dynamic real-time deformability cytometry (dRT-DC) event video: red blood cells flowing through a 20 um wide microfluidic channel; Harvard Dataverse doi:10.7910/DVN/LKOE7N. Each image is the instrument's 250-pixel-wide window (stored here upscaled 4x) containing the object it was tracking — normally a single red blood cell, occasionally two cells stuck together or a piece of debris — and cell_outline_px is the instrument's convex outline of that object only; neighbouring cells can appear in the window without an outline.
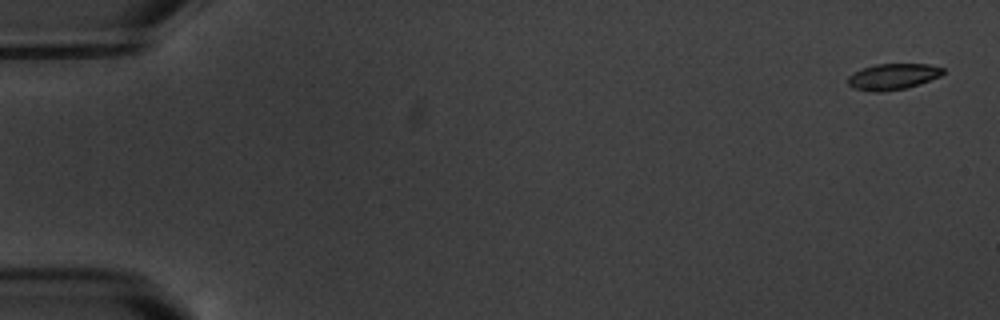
{"species": "common noctule bat (a hibernating species)", "species_latin": "Nyctalus noctula", "temperature_condition": "warm", "stored_images_in_passage": 16, "camera_frame_rate_fps": 3000, "um_per_image_px": 0.085, "animal": {"sex": "male", "body_mass_g": 20.1, "forearm_length_mm": 53.5}, "frame": {"image": 1, "passage_image": 1, "time_ms": 0.0, "image_size_px": [1000, 320], "cell_outline_px": [[944, 72], [940, 76], [920, 84], [904, 88], [884, 92], [868, 92], [852, 88], [848, 84], [848, 76], [864, 68], [876, 64], [928, 64], [944, 68]], "centroid_in_image_um": [75.88, 6.52], "position_along_channel_um": 9.1, "area_um2": 14.45}}
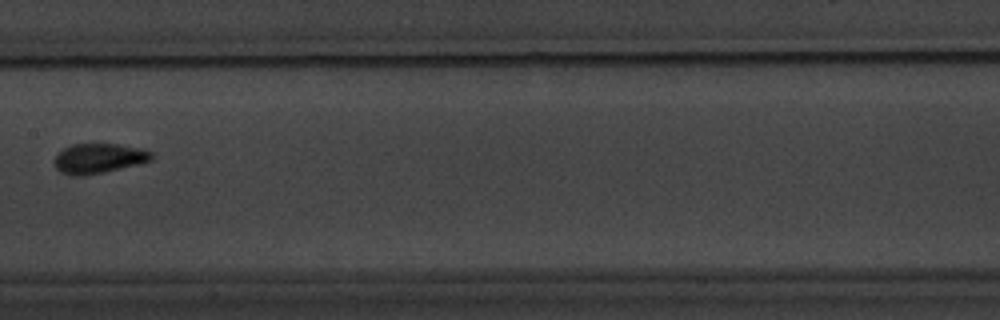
{"frame": {"image": 2, "passage_image": 9, "time_ms": 9.667, "image_size_px": [1000, 320], "cell_outline_px": [[152, 160], [140, 164], [104, 172], [84, 176], [72, 176], [60, 172], [52, 164], [52, 160], [64, 148], [72, 144], [116, 144], [144, 148], [152, 152]], "centroid_in_image_um": [8.38, 13.47], "position_along_channel_um": 199.0, "area_um2": 17.17}}
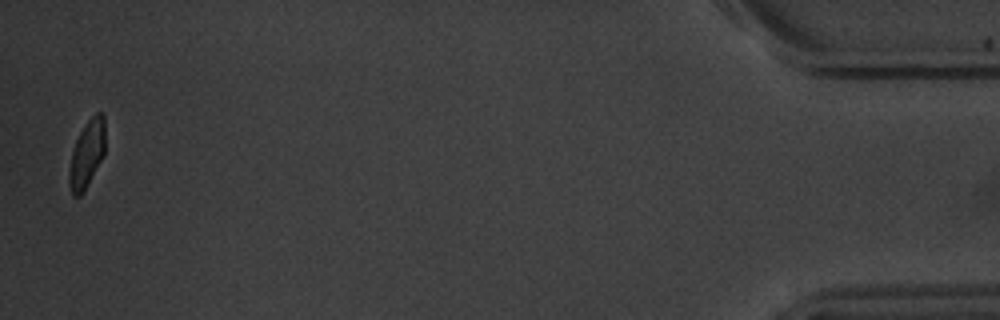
{"frame": {"image": 3, "passage_image": 16, "time_ms": 18.667, "image_size_px": [1000, 320], "cell_outline_px": [[104, 156], [84, 192], [80, 196], [72, 196], [68, 184], [68, 176], [72, 152], [76, 140], [84, 124], [96, 112], [100, 112], [104, 116]], "centroid_in_image_um": [7.37, 13.13], "position_along_channel_um": 427.8, "area_um2": 14.22}, "authors_computed_cell_mechanics": {"area_um2": 15.3459, "velocity_mm_per_s": 3.5037, "shape_relaxation_time_tau1_ms": 3.0234, "shape_relaxation_time_tau2_ms": 0.4722, "deformation_change_tau1": 0.1225, "deformation_change_tau2": 0.0191}}